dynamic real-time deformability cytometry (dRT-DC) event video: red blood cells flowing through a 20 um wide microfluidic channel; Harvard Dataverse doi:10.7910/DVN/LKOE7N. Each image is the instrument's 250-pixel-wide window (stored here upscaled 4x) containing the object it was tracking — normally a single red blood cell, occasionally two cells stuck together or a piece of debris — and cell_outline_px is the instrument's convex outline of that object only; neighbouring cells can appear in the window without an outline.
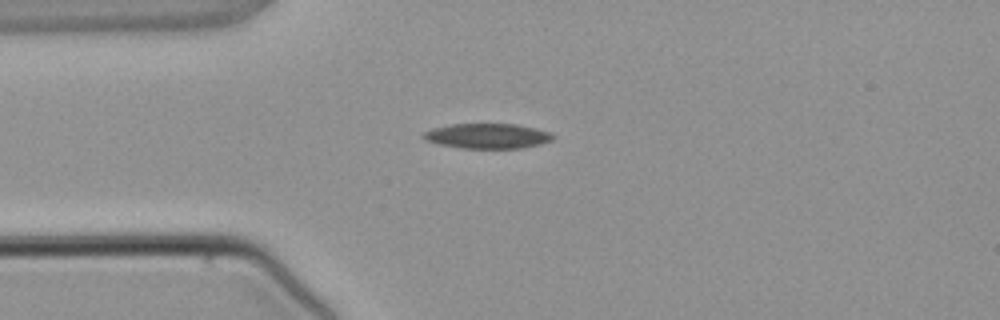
{"species": "common noctule bat (a hibernating species)", "species_latin": "Nyctalus noctula", "temperature_condition": "warm", "stored_images_in_passage": 2, "camera_frame_rate_fps": 3000, "um_per_image_px": 0.085, "animal": {"sex": "male", "body_mass_g": 21.5, "forearm_length_mm": 52.0}, "frame": {"image": 1, "passage_image": 1, "time_ms": 0.0, "image_size_px": [1000, 320], "cell_outline_px": [[556, 136], [552, 140], [540, 144], [520, 148], [460, 148], [440, 144], [424, 140], [420, 136], [424, 132], [432, 128], [452, 124], [516, 124], [536, 128], [548, 132]], "centroid_in_image_um": [41.41, 11.56], "position_along_channel_um": 43.6, "area_um2": 18.9}}
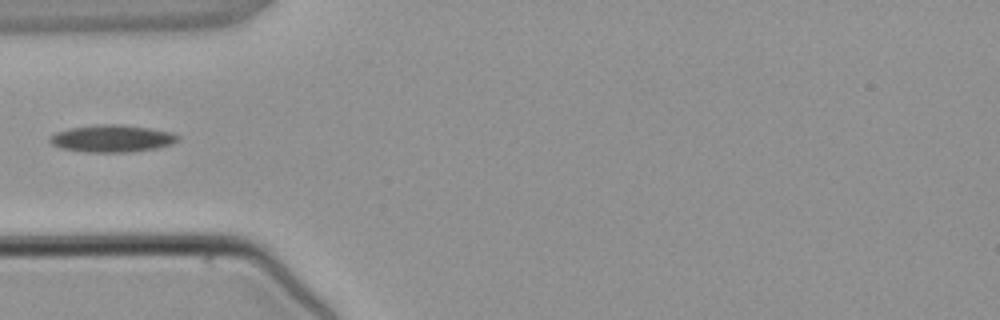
{"frame": {"image": 2, "passage_image": 2, "time_ms": 1.0, "image_size_px": [1000, 320], "cell_outline_px": [[180, 140], [172, 144], [156, 148], [132, 152], [84, 152], [60, 148], [52, 144], [48, 140], [56, 132], [72, 128], [96, 124], [120, 124], [148, 128], [172, 132], [180, 136]], "centroid_in_image_um": [9.55, 11.78], "position_along_channel_um": 75.4, "area_um2": 20.35}}